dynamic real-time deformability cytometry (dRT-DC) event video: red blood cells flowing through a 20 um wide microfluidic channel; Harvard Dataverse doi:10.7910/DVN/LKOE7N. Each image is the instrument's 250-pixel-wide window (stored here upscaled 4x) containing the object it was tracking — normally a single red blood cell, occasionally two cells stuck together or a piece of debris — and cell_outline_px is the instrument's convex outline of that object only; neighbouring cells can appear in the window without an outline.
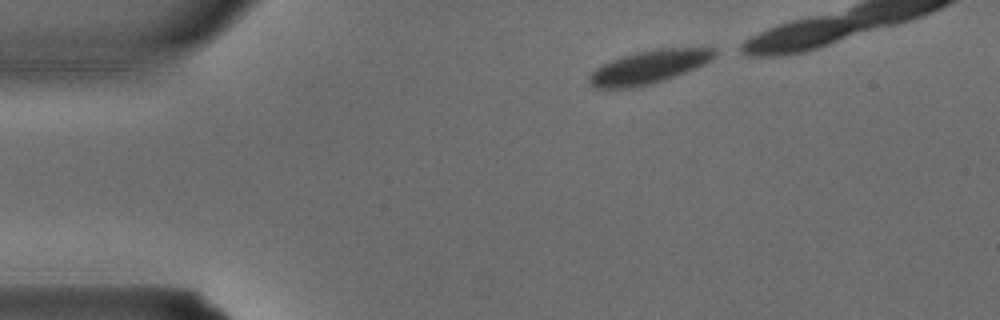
{"species": "common noctule bat (a hibernating species)", "species_latin": "Nyctalus noctula", "temperature_condition": "warm", "stored_images_in_passage": 4, "camera_frame_rate_fps": 3000, "um_per_image_px": 0.085, "animal": {"sex": "male", "body_mass_g": 15.6}, "frame": {"image": 1, "passage_image": 1, "time_ms": 0.0, "image_size_px": [1000, 320], "cell_outline_px": [[716, 56], [704, 64], [664, 80], [648, 84], [628, 88], [592, 88], [588, 84], [588, 76], [596, 68], [620, 56], [636, 52], [660, 48], [716, 48]], "centroid_in_image_um": [55.11, 5.69], "position_along_channel_um": 29.9, "area_um2": 24.04}}